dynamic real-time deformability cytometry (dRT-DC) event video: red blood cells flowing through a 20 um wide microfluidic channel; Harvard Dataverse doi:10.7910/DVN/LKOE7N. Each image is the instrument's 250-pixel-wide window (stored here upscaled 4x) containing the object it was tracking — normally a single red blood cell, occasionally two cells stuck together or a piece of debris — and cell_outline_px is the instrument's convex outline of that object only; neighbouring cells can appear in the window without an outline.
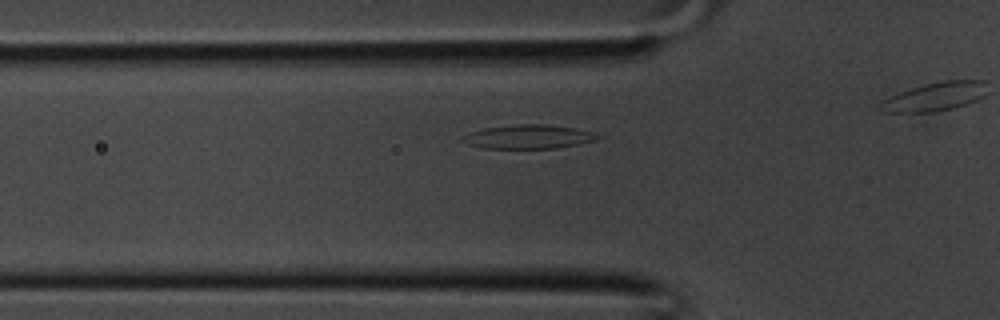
{"species": "common noctule bat (a hibernating species)", "species_latin": "Nyctalus noctula", "temperature_condition": "room temperature", "stored_images_in_passage": 8, "camera_frame_rate_fps": 3000, "um_per_image_px": 0.085, "animal": {"sex": "male", "body_mass_g": 20.1, "forearm_length_mm": 53.5}, "frame": {"image": 1, "passage_image": 2, "time_ms": 0.333, "image_size_px": [1000, 320], "cell_outline_px": [[600, 136], [596, 140], [580, 144], [556, 148], [484, 148], [468, 144], [460, 140], [460, 136], [468, 132], [484, 128], [516, 124], [548, 124], [576, 128], [592, 132]], "centroid_in_image_um": [44.88, 11.61], "position_along_channel_um": 80.9, "area_um2": 18.96}}
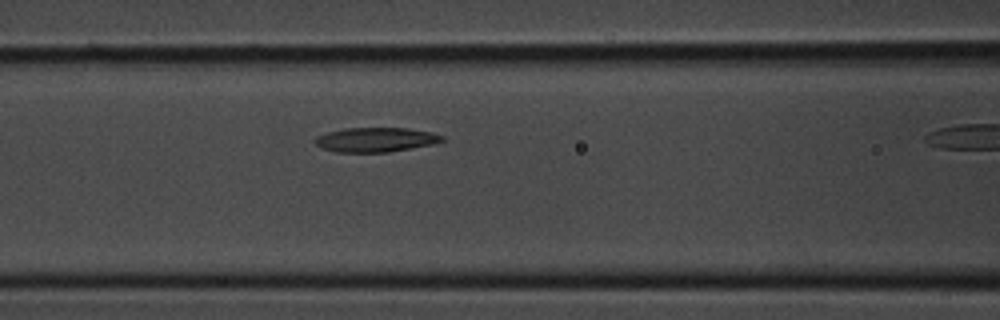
{"frame": {"image": 2, "passage_image": 5, "time_ms": 1.333, "image_size_px": [1000, 320], "cell_outline_px": [[444, 140], [432, 144], [412, 148], [388, 152], [336, 152], [320, 148], [312, 140], [316, 136], [328, 132], [344, 128], [408, 128], [432, 132], [444, 136]], "centroid_in_image_um": [31.9, 11.87], "position_along_channel_um": 134.7, "area_um2": 18.21}}
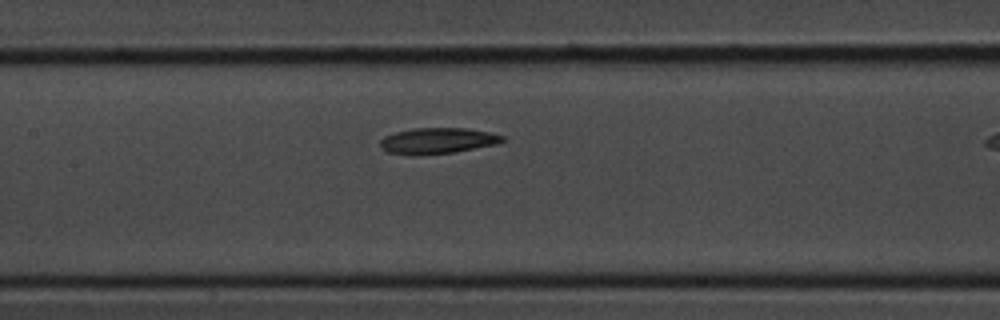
{"frame": {"image": 3, "passage_image": 7, "time_ms": 2.0, "image_size_px": [1000, 320], "cell_outline_px": [[504, 140], [496, 144], [452, 152], [412, 156], [388, 152], [380, 148], [380, 140], [384, 136], [396, 132], [412, 128], [468, 128], [492, 132], [504, 136]], "centroid_in_image_um": [37.16, 11.96], "position_along_channel_um": 170.2, "area_um2": 18.55}}